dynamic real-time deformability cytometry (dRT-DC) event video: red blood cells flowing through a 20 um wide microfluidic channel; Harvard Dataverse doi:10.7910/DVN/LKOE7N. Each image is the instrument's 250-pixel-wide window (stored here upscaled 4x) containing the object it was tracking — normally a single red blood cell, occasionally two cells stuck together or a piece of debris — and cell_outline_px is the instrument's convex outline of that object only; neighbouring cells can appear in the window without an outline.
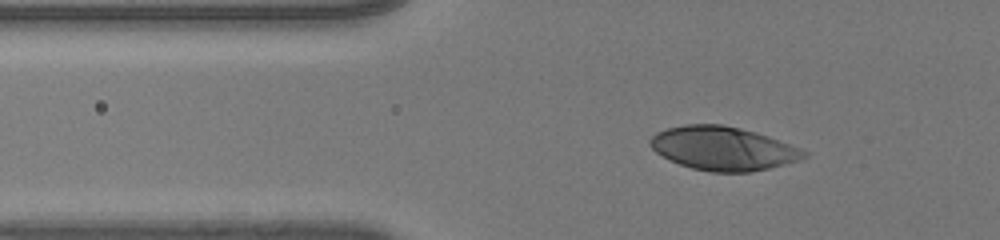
{"species": "human", "species_latin": "Homo sapiens", "temperature_condition": "room temperature", "stored_images_in_passage": 41, "camera_frame_rate_fps": 3000, "um_per_image_px": 0.085, "donor": {"sex": "male"}, "frame": {"image": 1, "passage_image": 8, "time_ms": 2.333, "image_size_px": [1000, 240], "cell_outline_px": [[804, 156], [768, 168], [748, 172], [712, 172], [692, 168], [680, 164], [656, 152], [652, 148], [652, 136], [668, 128], [688, 124], [720, 124], [752, 132], [776, 140], [796, 148], [804, 152]], "centroid_in_image_um": [61.35, 12.62], "position_along_channel_um": 64.4, "area_um2": 37.34}}
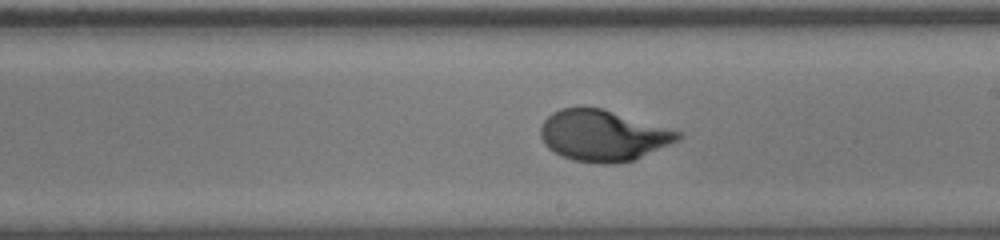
{"frame": {"image": 2, "passage_image": 23, "time_ms": 7.333, "image_size_px": [1000, 240], "cell_outline_px": [[680, 136], [676, 140], [632, 160], [576, 160], [564, 156], [548, 148], [544, 144], [540, 136], [540, 128], [544, 120], [548, 116], [564, 108], [600, 108], [680, 132]], "centroid_in_image_um": [51.17, 11.47], "position_along_channel_um": 237.8, "area_um2": 38.55}}
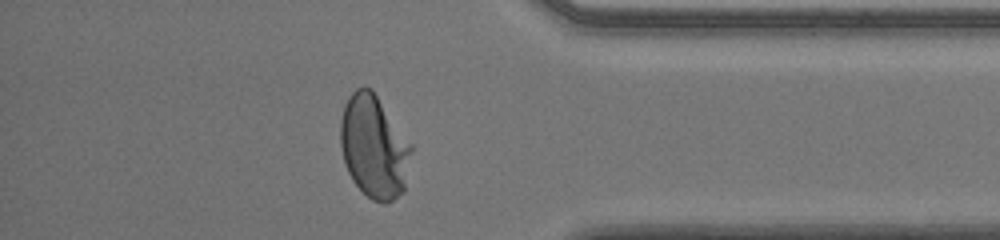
{"frame": {"image": 3, "passage_image": 36, "time_ms": 11.667, "image_size_px": [1000, 240], "cell_outline_px": [[412, 148], [404, 192], [392, 200], [384, 204], [372, 200], [352, 180], [348, 172], [344, 160], [340, 144], [340, 124], [344, 108], [348, 96], [356, 88], [368, 88], [376, 96], [412, 144]], "centroid_in_image_um": [31.79, 12.51], "position_along_channel_um": 403.4, "area_um2": 41.96}, "authors_computed_cell_mechanics": {"area_um2": 39.015, "velocity_mm_per_s": 4.0204, "shape_relaxation_time_tau1_ms": 3.7049, "shape_relaxation_time_tau2_ms": null, "deformation_change_tau1": 0.2092, "deformation_change_tau2": null}}